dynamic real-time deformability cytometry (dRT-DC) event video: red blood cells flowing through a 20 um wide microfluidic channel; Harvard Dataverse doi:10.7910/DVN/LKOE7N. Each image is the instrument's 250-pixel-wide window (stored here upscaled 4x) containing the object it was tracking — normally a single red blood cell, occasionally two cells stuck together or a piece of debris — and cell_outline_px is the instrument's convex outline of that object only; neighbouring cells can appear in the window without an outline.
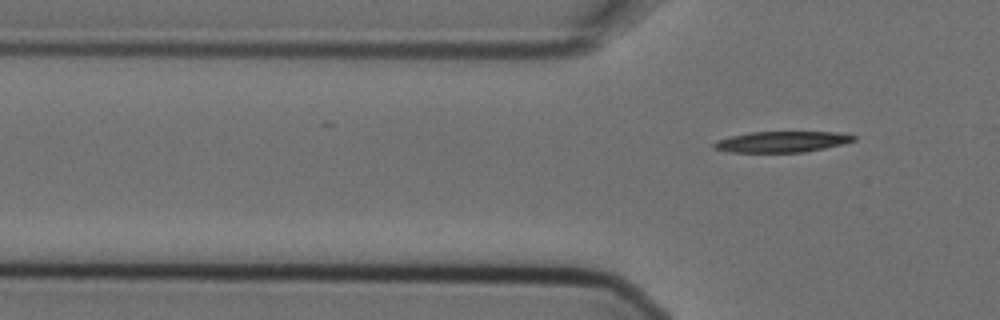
{"species": "Egyptian fruit bat (a non-hibernating species)", "species_latin": "Rousettus aegyptiacus", "temperature_condition": "cold", "stored_images_in_passage": 7, "segment_of_instrument_passage": [2, 2], "camera_frame_rate_fps": 3000, "um_per_image_px": 0.085, "animal": {"sex": "female"}, "frame": {"image": 1, "passage_image": 7, "time_ms": 2.0, "image_size_px": [1000, 320], "cell_outline_px": [[856, 140], [844, 144], [804, 152], [728, 152], [712, 148], [712, 144], [716, 140], [748, 132], [836, 132], [856, 136]], "centroid_in_image_um": [66.43, 12.05], "position_along_channel_um": 59.4, "area_um2": 17.05}}